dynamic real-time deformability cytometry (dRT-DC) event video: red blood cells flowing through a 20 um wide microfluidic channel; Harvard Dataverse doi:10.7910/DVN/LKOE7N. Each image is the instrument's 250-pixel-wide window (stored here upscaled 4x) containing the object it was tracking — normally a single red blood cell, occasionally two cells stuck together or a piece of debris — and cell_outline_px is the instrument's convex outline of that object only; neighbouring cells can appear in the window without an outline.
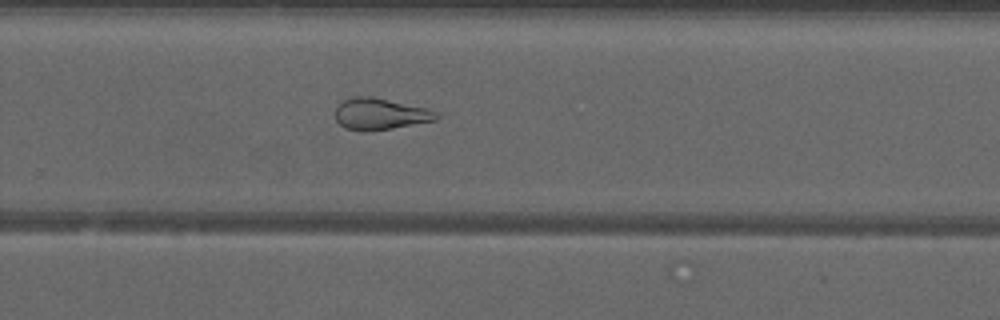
{"species": "common noctule bat (a hibernating species)", "species_latin": "Nyctalus noctula", "temperature_condition": "warm", "stored_images_in_passage": 52, "camera_frame_rate_fps": 3000, "um_per_image_px": 0.085, "animal": {"sex": "male", "forearm_length_mm": 52.5}, "frame": {"image": 1, "passage_image": 35, "time_ms": 11.333, "image_size_px": [1000, 320], "cell_outline_px": [[440, 116], [436, 120], [392, 128], [344, 128], [336, 120], [336, 108], [344, 100], [352, 96], [372, 96], [428, 108], [436, 112]], "centroid_in_image_um": [32.35, 9.63], "position_along_channel_um": 297.4, "area_um2": 17.92}}
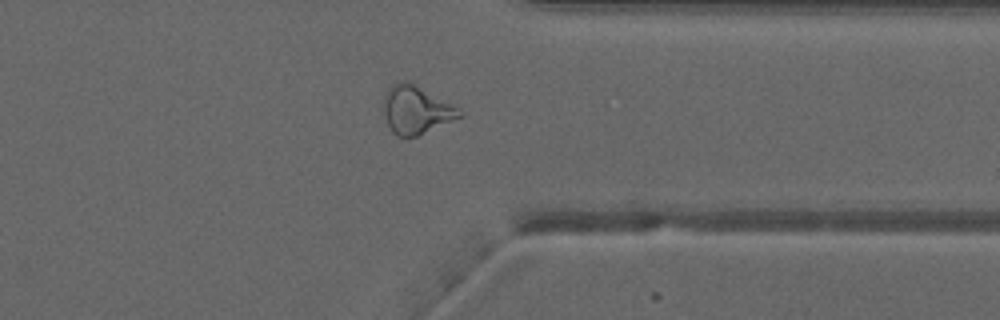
{"frame": {"image": 2, "passage_image": 41, "time_ms": 13.333, "image_size_px": [1000, 320], "cell_outline_px": [[464, 116], [416, 136], [396, 136], [392, 132], [384, 116], [384, 100], [388, 88], [392, 84], [400, 80], [408, 80], [452, 104], [464, 112]], "centroid_in_image_um": [35.38, 9.32], "position_along_channel_um": 376.0, "area_um2": 21.21}}
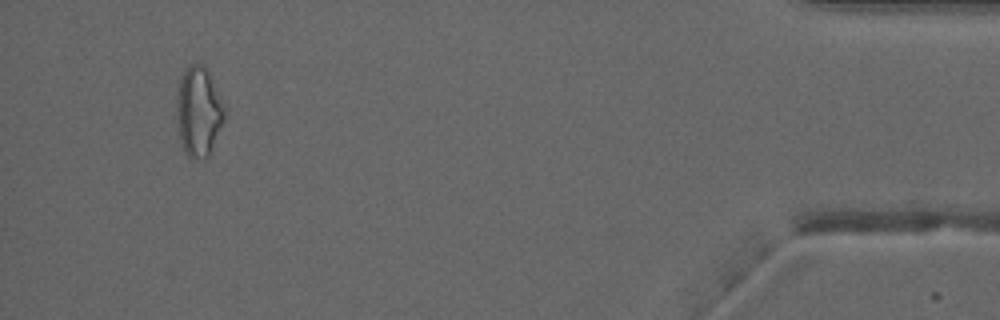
{"frame": {"image": 3, "passage_image": 49, "time_ms": 16.0, "image_size_px": [1000, 320], "cell_outline_px": [[228, 108], [224, 120], [212, 148], [208, 156], [204, 160], [192, 160], [184, 152], [180, 140], [176, 120], [176, 100], [180, 80], [188, 64], [204, 64], [208, 68]], "centroid_in_image_um": [16.91, 9.48], "position_along_channel_um": 418.3, "area_um2": 25.95}, "authors_computed_cell_mechanics": {"area_um2": 23.9292, "velocity_mm_per_s": 4.0328, "shape_relaxation_time_tau1_ms": null, "shape_relaxation_time_tau2_ms": 2.1012, "deformation_change_tau1": null, "deformation_change_tau2": 0.1053}}